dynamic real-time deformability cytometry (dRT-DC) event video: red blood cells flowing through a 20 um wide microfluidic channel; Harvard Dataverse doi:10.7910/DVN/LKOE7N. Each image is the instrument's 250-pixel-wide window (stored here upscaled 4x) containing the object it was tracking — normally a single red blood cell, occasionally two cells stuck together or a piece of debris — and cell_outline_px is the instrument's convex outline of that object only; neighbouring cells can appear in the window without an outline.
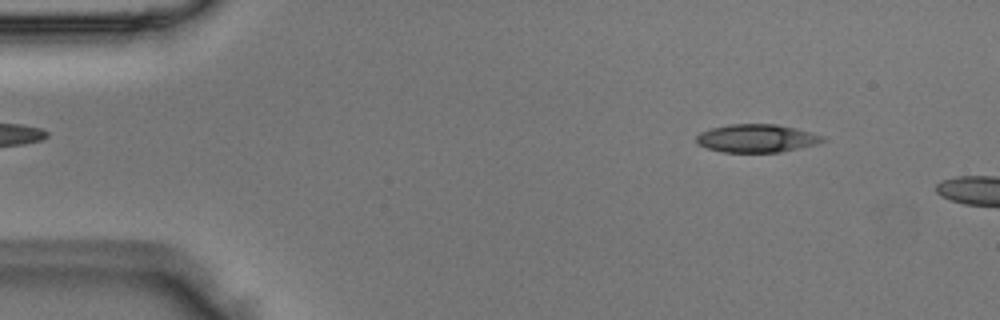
{"species": "Egyptian fruit bat (a non-hibernating species)", "species_latin": "Rousettus aegyptiacus", "temperature_condition": "room temperature", "stored_images_in_passage": 4, "camera_frame_rate_fps": 3000, "um_per_image_px": 0.085, "animal": {"sex": "male"}, "frame": {"image": 1, "passage_image": 2, "time_ms": 0.333, "image_size_px": [1000, 320], "cell_outline_px": [[824, 140], [816, 144], [780, 152], [724, 152], [708, 148], [700, 144], [696, 140], [696, 136], [700, 132], [712, 128], [732, 124], [776, 124], [796, 128], [824, 136]], "centroid_in_image_um": [64.32, 11.75], "position_along_channel_um": 20.7, "area_um2": 20.4}}